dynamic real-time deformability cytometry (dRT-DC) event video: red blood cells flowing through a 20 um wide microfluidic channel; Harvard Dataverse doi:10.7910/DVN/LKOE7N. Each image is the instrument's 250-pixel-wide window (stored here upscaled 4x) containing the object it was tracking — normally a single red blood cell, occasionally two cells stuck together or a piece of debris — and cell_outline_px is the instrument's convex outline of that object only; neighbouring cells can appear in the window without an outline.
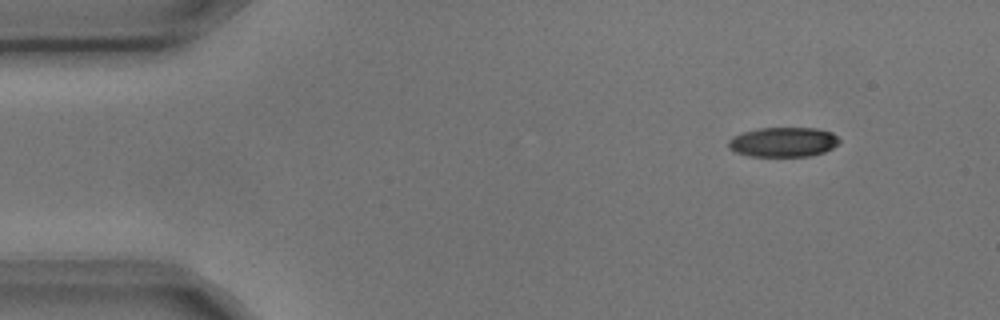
{"species": "common noctule bat (a hibernating species)", "species_latin": "Nyctalus noctula", "temperature_condition": "cold", "stored_images_in_passage": 7, "camera_frame_rate_fps": 3000, "um_per_image_px": 0.085, "animal": {"sex": "male", "body_mass_g": 17.9, "forearm_length_mm": 54.2}, "frame": {"image": 1, "passage_image": 1, "time_ms": 0.0, "image_size_px": [1000, 320], "cell_outline_px": [[840, 140], [832, 148], [824, 152], [808, 156], [748, 156], [736, 152], [728, 148], [728, 140], [732, 136], [744, 132], [760, 128], [816, 128], [832, 132]], "centroid_in_image_um": [66.55, 12.07], "position_along_channel_um": 18.5, "area_um2": 19.13}}
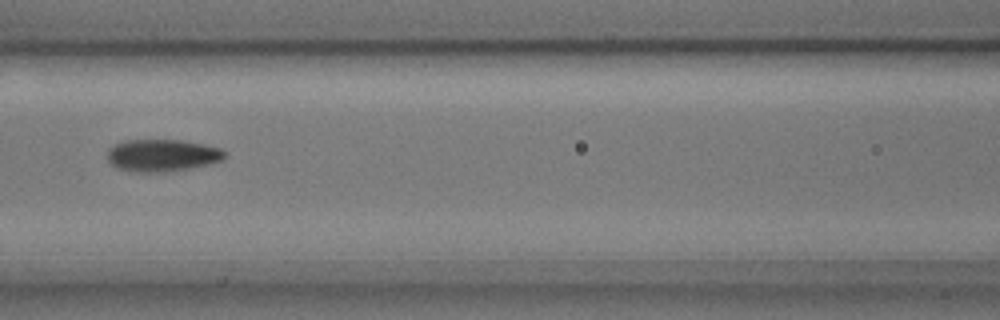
{"frame": {"image": 2, "passage_image": 6, "time_ms": 1.667, "image_size_px": [1000, 320], "cell_outline_px": [[224, 160], [208, 164], [188, 168], [164, 172], [140, 172], [116, 168], [108, 160], [108, 148], [112, 144], [124, 140], [180, 140], [204, 144], [220, 148], [224, 152]], "centroid_in_image_um": [13.75, 13.19], "position_along_channel_um": 152.8, "area_um2": 21.96}}
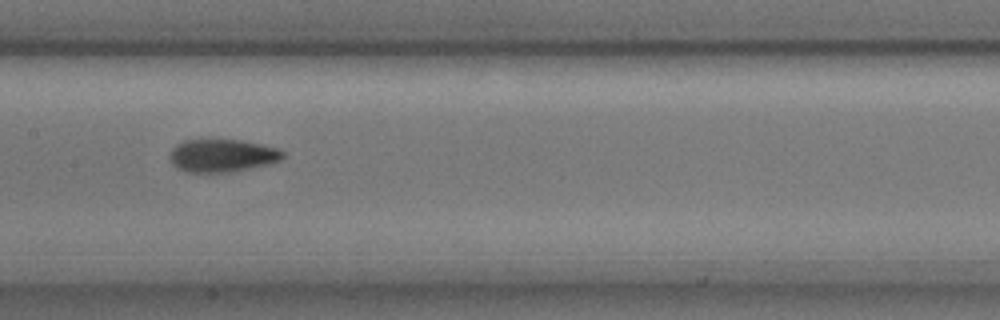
{"frame": {"image": 3, "passage_image": 7, "time_ms": 2.0, "image_size_px": [1000, 320], "cell_outline_px": [[284, 156], [280, 160], [268, 164], [248, 168], [224, 172], [188, 172], [172, 164], [172, 148], [176, 144], [184, 140], [240, 140], [280, 148], [284, 152]], "centroid_in_image_um": [18.92, 13.21], "position_along_channel_um": 188.5, "area_um2": 21.21}}